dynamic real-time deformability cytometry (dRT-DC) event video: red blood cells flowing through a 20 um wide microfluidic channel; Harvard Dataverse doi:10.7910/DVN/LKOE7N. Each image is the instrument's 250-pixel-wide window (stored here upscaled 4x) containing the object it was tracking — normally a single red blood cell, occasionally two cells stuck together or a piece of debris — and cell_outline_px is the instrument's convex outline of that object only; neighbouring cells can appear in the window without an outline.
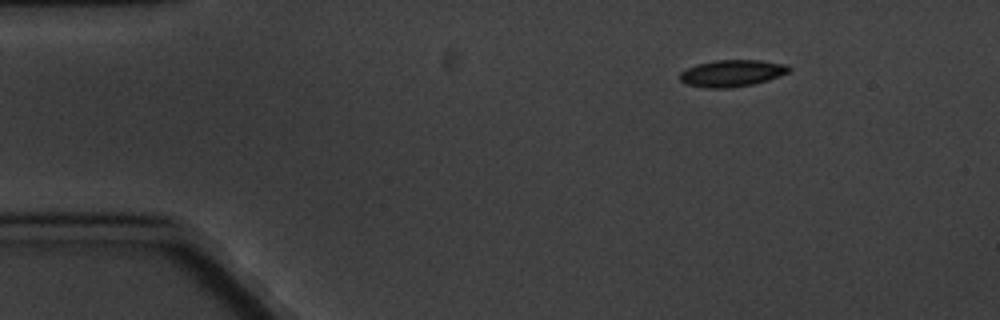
{"species": "common noctule bat (a hibernating species)", "species_latin": "Nyctalus noctula", "temperature_condition": "cold", "stored_images_in_passage": 4, "camera_frame_rate_fps": 3000, "um_per_image_px": 0.085, "animal": {"sex": "male", "body_mass_g": 20.1, "forearm_length_mm": 53.5}, "frame": {"image": 1, "passage_image": 1, "time_ms": 0.0, "image_size_px": [1000, 320], "cell_outline_px": [[792, 68], [788, 72], [780, 76], [768, 80], [752, 84], [728, 88], [708, 88], [684, 84], [680, 80], [680, 72], [688, 68], [700, 64], [716, 60], [760, 60], [784, 64]], "centroid_in_image_um": [62.22, 6.23], "position_along_channel_um": 22.8, "area_um2": 16.88}}
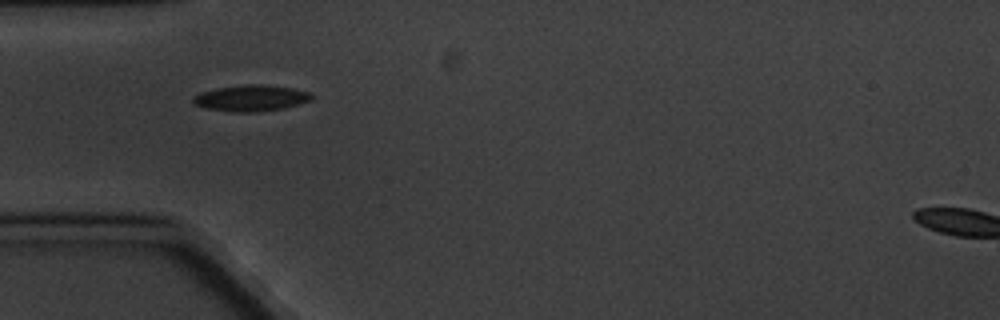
{"frame": {"image": 2, "passage_image": 3, "time_ms": 3.333, "image_size_px": [1000, 320], "cell_outline_px": [[312, 100], [284, 108], [256, 112], [232, 112], [204, 108], [196, 104], [192, 100], [192, 96], [200, 92], [216, 88], [244, 84], [260, 84], [292, 88], [308, 92], [312, 96]], "centroid_in_image_um": [21.3, 8.34], "position_along_channel_um": 63.7, "area_um2": 18.09}}